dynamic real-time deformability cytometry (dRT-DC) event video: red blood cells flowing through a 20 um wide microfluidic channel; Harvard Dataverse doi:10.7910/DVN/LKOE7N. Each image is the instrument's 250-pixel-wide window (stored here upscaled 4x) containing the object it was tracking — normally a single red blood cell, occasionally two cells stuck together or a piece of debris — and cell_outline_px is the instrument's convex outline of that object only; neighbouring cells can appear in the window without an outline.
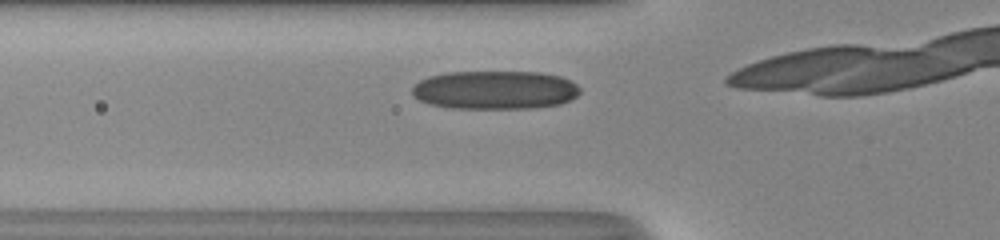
{"species": "human", "species_latin": "Homo sapiens", "temperature_condition": "room temperature", "stored_images_in_passage": 8, "camera_frame_rate_fps": 3000, "um_per_image_px": 0.085, "donor": {"sex": "male"}, "frame": {"image": 1, "passage_image": 3, "time_ms": 0.667, "image_size_px": [1000, 240], "cell_outline_px": [[580, 92], [576, 96], [560, 104], [532, 108], [448, 108], [428, 104], [420, 100], [412, 92], [412, 84], [428, 76], [448, 72], [540, 72], [560, 76], [576, 84], [580, 88]], "centroid_in_image_um": [42.04, 7.64], "position_along_channel_um": 83.8, "area_um2": 37.8}}